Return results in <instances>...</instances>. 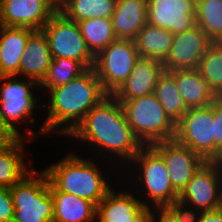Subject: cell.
<instances>
[{"label": "cell", "instance_id": "obj_1", "mask_svg": "<svg viewBox=\"0 0 222 222\" xmlns=\"http://www.w3.org/2000/svg\"><path fill=\"white\" fill-rule=\"evenodd\" d=\"M67 137L78 139L89 149L92 147L90 150L97 151L95 157L100 155V160L104 157L105 167L104 160L108 158L107 164H116V171L127 166L143 147L128 124L121 103L113 95L95 105Z\"/></svg>", "mask_w": 222, "mask_h": 222}, {"label": "cell", "instance_id": "obj_2", "mask_svg": "<svg viewBox=\"0 0 222 222\" xmlns=\"http://www.w3.org/2000/svg\"><path fill=\"white\" fill-rule=\"evenodd\" d=\"M47 93V97H44L49 99L48 103L42 104L43 107L47 105L44 122L37 131L33 130L34 133L29 126L27 129L29 132L26 138L33 142L39 136L52 133L67 137L85 115L108 96L94 68L87 69L67 84L52 88Z\"/></svg>", "mask_w": 222, "mask_h": 222}, {"label": "cell", "instance_id": "obj_3", "mask_svg": "<svg viewBox=\"0 0 222 222\" xmlns=\"http://www.w3.org/2000/svg\"><path fill=\"white\" fill-rule=\"evenodd\" d=\"M90 152L88 158L68 152L62 159L42 170L57 190L87 199L97 206L115 186L107 183L109 180L105 176L108 173L101 170L105 167H101L96 160L92 161Z\"/></svg>", "mask_w": 222, "mask_h": 222}, {"label": "cell", "instance_id": "obj_4", "mask_svg": "<svg viewBox=\"0 0 222 222\" xmlns=\"http://www.w3.org/2000/svg\"><path fill=\"white\" fill-rule=\"evenodd\" d=\"M127 165L128 167L126 166L122 171L126 172L129 168L131 171L129 170L127 175L134 174L137 185L132 183L131 190L137 193L144 206L165 207L178 200L179 193L172 187L163 158L151 146H143ZM134 186L136 189L139 186L141 190L138 187L136 191Z\"/></svg>", "mask_w": 222, "mask_h": 222}, {"label": "cell", "instance_id": "obj_5", "mask_svg": "<svg viewBox=\"0 0 222 222\" xmlns=\"http://www.w3.org/2000/svg\"><path fill=\"white\" fill-rule=\"evenodd\" d=\"M121 105L128 124L143 146L174 139L176 123L154 93L124 101Z\"/></svg>", "mask_w": 222, "mask_h": 222}, {"label": "cell", "instance_id": "obj_6", "mask_svg": "<svg viewBox=\"0 0 222 222\" xmlns=\"http://www.w3.org/2000/svg\"><path fill=\"white\" fill-rule=\"evenodd\" d=\"M12 222H53V199L46 173L35 168L10 187Z\"/></svg>", "mask_w": 222, "mask_h": 222}, {"label": "cell", "instance_id": "obj_7", "mask_svg": "<svg viewBox=\"0 0 222 222\" xmlns=\"http://www.w3.org/2000/svg\"><path fill=\"white\" fill-rule=\"evenodd\" d=\"M0 83V121L18 137L26 138L27 134L22 135L19 127L20 124L30 123L36 126L33 110L43 107L42 104L39 105V96L37 99L33 94L35 89L39 92V85L31 79L19 76H1Z\"/></svg>", "mask_w": 222, "mask_h": 222}, {"label": "cell", "instance_id": "obj_8", "mask_svg": "<svg viewBox=\"0 0 222 222\" xmlns=\"http://www.w3.org/2000/svg\"><path fill=\"white\" fill-rule=\"evenodd\" d=\"M49 44L52 58H68L93 68L95 56L90 52L77 22L68 19L59 10L41 29Z\"/></svg>", "mask_w": 222, "mask_h": 222}, {"label": "cell", "instance_id": "obj_9", "mask_svg": "<svg viewBox=\"0 0 222 222\" xmlns=\"http://www.w3.org/2000/svg\"><path fill=\"white\" fill-rule=\"evenodd\" d=\"M214 101L206 107L189 108L176 123L174 139L210 162L215 156Z\"/></svg>", "mask_w": 222, "mask_h": 222}, {"label": "cell", "instance_id": "obj_10", "mask_svg": "<svg viewBox=\"0 0 222 222\" xmlns=\"http://www.w3.org/2000/svg\"><path fill=\"white\" fill-rule=\"evenodd\" d=\"M134 40L116 39L95 56L94 70L108 95L125 82L139 59Z\"/></svg>", "mask_w": 222, "mask_h": 222}, {"label": "cell", "instance_id": "obj_11", "mask_svg": "<svg viewBox=\"0 0 222 222\" xmlns=\"http://www.w3.org/2000/svg\"><path fill=\"white\" fill-rule=\"evenodd\" d=\"M180 201L201 212L222 207V174L205 162L179 194Z\"/></svg>", "mask_w": 222, "mask_h": 222}, {"label": "cell", "instance_id": "obj_12", "mask_svg": "<svg viewBox=\"0 0 222 222\" xmlns=\"http://www.w3.org/2000/svg\"><path fill=\"white\" fill-rule=\"evenodd\" d=\"M162 158L172 187L180 194L194 174L206 162L189 147L175 139L150 145Z\"/></svg>", "mask_w": 222, "mask_h": 222}, {"label": "cell", "instance_id": "obj_13", "mask_svg": "<svg viewBox=\"0 0 222 222\" xmlns=\"http://www.w3.org/2000/svg\"><path fill=\"white\" fill-rule=\"evenodd\" d=\"M57 11L53 0H0V25L41 30Z\"/></svg>", "mask_w": 222, "mask_h": 222}, {"label": "cell", "instance_id": "obj_14", "mask_svg": "<svg viewBox=\"0 0 222 222\" xmlns=\"http://www.w3.org/2000/svg\"><path fill=\"white\" fill-rule=\"evenodd\" d=\"M196 0H147V23L173 35L197 26Z\"/></svg>", "mask_w": 222, "mask_h": 222}, {"label": "cell", "instance_id": "obj_15", "mask_svg": "<svg viewBox=\"0 0 222 222\" xmlns=\"http://www.w3.org/2000/svg\"><path fill=\"white\" fill-rule=\"evenodd\" d=\"M112 188L97 205L96 222H148L150 208L131 188ZM123 189V190H122Z\"/></svg>", "mask_w": 222, "mask_h": 222}, {"label": "cell", "instance_id": "obj_16", "mask_svg": "<svg viewBox=\"0 0 222 222\" xmlns=\"http://www.w3.org/2000/svg\"><path fill=\"white\" fill-rule=\"evenodd\" d=\"M212 43L198 25L174 35L171 50L162 62L164 70L197 69L203 54Z\"/></svg>", "mask_w": 222, "mask_h": 222}, {"label": "cell", "instance_id": "obj_17", "mask_svg": "<svg viewBox=\"0 0 222 222\" xmlns=\"http://www.w3.org/2000/svg\"><path fill=\"white\" fill-rule=\"evenodd\" d=\"M164 71L163 63L152 58L139 57L132 72L113 94L120 102L154 93L159 75Z\"/></svg>", "mask_w": 222, "mask_h": 222}, {"label": "cell", "instance_id": "obj_18", "mask_svg": "<svg viewBox=\"0 0 222 222\" xmlns=\"http://www.w3.org/2000/svg\"><path fill=\"white\" fill-rule=\"evenodd\" d=\"M20 59V77L35 81L38 85L45 78L52 62L48 40L42 30L30 36Z\"/></svg>", "mask_w": 222, "mask_h": 222}, {"label": "cell", "instance_id": "obj_19", "mask_svg": "<svg viewBox=\"0 0 222 222\" xmlns=\"http://www.w3.org/2000/svg\"><path fill=\"white\" fill-rule=\"evenodd\" d=\"M35 30L0 25V77L20 76V59Z\"/></svg>", "mask_w": 222, "mask_h": 222}, {"label": "cell", "instance_id": "obj_20", "mask_svg": "<svg viewBox=\"0 0 222 222\" xmlns=\"http://www.w3.org/2000/svg\"><path fill=\"white\" fill-rule=\"evenodd\" d=\"M111 21L116 39L135 40L147 23V0H117Z\"/></svg>", "mask_w": 222, "mask_h": 222}, {"label": "cell", "instance_id": "obj_21", "mask_svg": "<svg viewBox=\"0 0 222 222\" xmlns=\"http://www.w3.org/2000/svg\"><path fill=\"white\" fill-rule=\"evenodd\" d=\"M53 222H96L97 206L84 198L57 190L50 183Z\"/></svg>", "mask_w": 222, "mask_h": 222}, {"label": "cell", "instance_id": "obj_22", "mask_svg": "<svg viewBox=\"0 0 222 222\" xmlns=\"http://www.w3.org/2000/svg\"><path fill=\"white\" fill-rule=\"evenodd\" d=\"M174 77L177 88L186 107H206L217 98L197 69L169 71Z\"/></svg>", "mask_w": 222, "mask_h": 222}, {"label": "cell", "instance_id": "obj_23", "mask_svg": "<svg viewBox=\"0 0 222 222\" xmlns=\"http://www.w3.org/2000/svg\"><path fill=\"white\" fill-rule=\"evenodd\" d=\"M25 140L32 141L18 137L9 147L0 150V188H10L34 169L24 160L28 154Z\"/></svg>", "mask_w": 222, "mask_h": 222}, {"label": "cell", "instance_id": "obj_24", "mask_svg": "<svg viewBox=\"0 0 222 222\" xmlns=\"http://www.w3.org/2000/svg\"><path fill=\"white\" fill-rule=\"evenodd\" d=\"M173 37L168 30L146 23L134 41L140 57L163 62L171 50Z\"/></svg>", "mask_w": 222, "mask_h": 222}, {"label": "cell", "instance_id": "obj_25", "mask_svg": "<svg viewBox=\"0 0 222 222\" xmlns=\"http://www.w3.org/2000/svg\"><path fill=\"white\" fill-rule=\"evenodd\" d=\"M116 2L117 0H62L58 10L78 23L92 18H111Z\"/></svg>", "mask_w": 222, "mask_h": 222}, {"label": "cell", "instance_id": "obj_26", "mask_svg": "<svg viewBox=\"0 0 222 222\" xmlns=\"http://www.w3.org/2000/svg\"><path fill=\"white\" fill-rule=\"evenodd\" d=\"M154 95L175 123H177L188 110L177 88L175 77L169 71L164 70L159 75L154 89Z\"/></svg>", "mask_w": 222, "mask_h": 222}, {"label": "cell", "instance_id": "obj_27", "mask_svg": "<svg viewBox=\"0 0 222 222\" xmlns=\"http://www.w3.org/2000/svg\"><path fill=\"white\" fill-rule=\"evenodd\" d=\"M78 25L88 49L94 56L116 40L111 18L86 19L78 22Z\"/></svg>", "mask_w": 222, "mask_h": 222}, {"label": "cell", "instance_id": "obj_28", "mask_svg": "<svg viewBox=\"0 0 222 222\" xmlns=\"http://www.w3.org/2000/svg\"><path fill=\"white\" fill-rule=\"evenodd\" d=\"M86 70L87 68L79 61L64 57L53 58L45 78L39 84V90H45L46 94L52 88L67 84Z\"/></svg>", "mask_w": 222, "mask_h": 222}, {"label": "cell", "instance_id": "obj_29", "mask_svg": "<svg viewBox=\"0 0 222 222\" xmlns=\"http://www.w3.org/2000/svg\"><path fill=\"white\" fill-rule=\"evenodd\" d=\"M196 22L212 42H222V0H196Z\"/></svg>", "mask_w": 222, "mask_h": 222}, {"label": "cell", "instance_id": "obj_30", "mask_svg": "<svg viewBox=\"0 0 222 222\" xmlns=\"http://www.w3.org/2000/svg\"><path fill=\"white\" fill-rule=\"evenodd\" d=\"M197 70L217 97H222V42H213L203 54Z\"/></svg>", "mask_w": 222, "mask_h": 222}, {"label": "cell", "instance_id": "obj_31", "mask_svg": "<svg viewBox=\"0 0 222 222\" xmlns=\"http://www.w3.org/2000/svg\"><path fill=\"white\" fill-rule=\"evenodd\" d=\"M176 216L178 222H198L201 211L188 204L175 200L167 206Z\"/></svg>", "mask_w": 222, "mask_h": 222}, {"label": "cell", "instance_id": "obj_32", "mask_svg": "<svg viewBox=\"0 0 222 222\" xmlns=\"http://www.w3.org/2000/svg\"><path fill=\"white\" fill-rule=\"evenodd\" d=\"M14 213L10 188H0V222H12Z\"/></svg>", "mask_w": 222, "mask_h": 222}, {"label": "cell", "instance_id": "obj_33", "mask_svg": "<svg viewBox=\"0 0 222 222\" xmlns=\"http://www.w3.org/2000/svg\"><path fill=\"white\" fill-rule=\"evenodd\" d=\"M214 122H215V155L222 147V97L214 100Z\"/></svg>", "mask_w": 222, "mask_h": 222}, {"label": "cell", "instance_id": "obj_34", "mask_svg": "<svg viewBox=\"0 0 222 222\" xmlns=\"http://www.w3.org/2000/svg\"><path fill=\"white\" fill-rule=\"evenodd\" d=\"M148 222H178L174 213L167 207H151Z\"/></svg>", "mask_w": 222, "mask_h": 222}, {"label": "cell", "instance_id": "obj_35", "mask_svg": "<svg viewBox=\"0 0 222 222\" xmlns=\"http://www.w3.org/2000/svg\"><path fill=\"white\" fill-rule=\"evenodd\" d=\"M17 138L18 136L0 121V150L9 147Z\"/></svg>", "mask_w": 222, "mask_h": 222}, {"label": "cell", "instance_id": "obj_36", "mask_svg": "<svg viewBox=\"0 0 222 222\" xmlns=\"http://www.w3.org/2000/svg\"><path fill=\"white\" fill-rule=\"evenodd\" d=\"M198 222H222V207L216 210L201 212Z\"/></svg>", "mask_w": 222, "mask_h": 222}, {"label": "cell", "instance_id": "obj_37", "mask_svg": "<svg viewBox=\"0 0 222 222\" xmlns=\"http://www.w3.org/2000/svg\"><path fill=\"white\" fill-rule=\"evenodd\" d=\"M222 174V147L218 149L216 155L210 161Z\"/></svg>", "mask_w": 222, "mask_h": 222}, {"label": "cell", "instance_id": "obj_38", "mask_svg": "<svg viewBox=\"0 0 222 222\" xmlns=\"http://www.w3.org/2000/svg\"><path fill=\"white\" fill-rule=\"evenodd\" d=\"M58 6L61 4L62 0H53Z\"/></svg>", "mask_w": 222, "mask_h": 222}]
</instances>
